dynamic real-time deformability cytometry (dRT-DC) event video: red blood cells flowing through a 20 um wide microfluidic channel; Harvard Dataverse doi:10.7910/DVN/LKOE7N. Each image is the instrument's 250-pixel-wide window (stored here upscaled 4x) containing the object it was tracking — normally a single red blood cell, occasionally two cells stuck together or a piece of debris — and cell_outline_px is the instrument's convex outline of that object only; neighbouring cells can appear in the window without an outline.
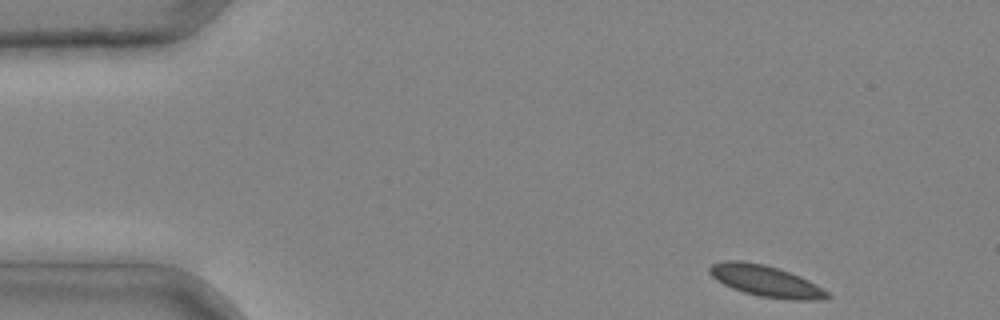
{"species": "common noctule bat (a hibernating species)", "species_latin": "Nyctalus noctula", "temperature_condition": "cold", "stored_images_in_passage": 3, "camera_frame_rate_fps": 3000, "um_per_image_px": 0.085, "animal": {"sex": "male", "body_mass_g": 20.4}, "frame": {"image": 1, "passage_image": 1, "time_ms": 0.0, "image_size_px": [1000, 320], "cell_outline_px": [[832, 296], [828, 300], [788, 300], [760, 296], [744, 292], [732, 288], [716, 280], [708, 272], [708, 268], [712, 264], [724, 260], [744, 260], [764, 264], [800, 276], [816, 284], [828, 292]], "centroid_in_image_um": [65.11, 23.89], "position_along_channel_um": 19.9, "area_um2": 21.62}}
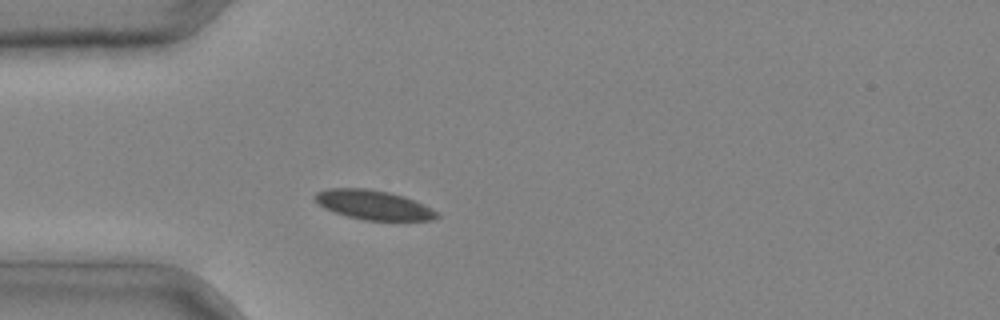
{"frame": {"image": 2, "passage_image": 3, "time_ms": 0.667, "image_size_px": [1000, 320], "cell_outline_px": [[440, 216], [432, 220], [364, 220], [348, 216], [324, 208], [312, 196], [316, 192], [328, 188], [368, 188], [388, 192], [404, 196], [424, 204], [440, 212]], "centroid_in_image_um": [31.77, 17.41], "position_along_channel_um": 53.2, "area_um2": 20.92}}